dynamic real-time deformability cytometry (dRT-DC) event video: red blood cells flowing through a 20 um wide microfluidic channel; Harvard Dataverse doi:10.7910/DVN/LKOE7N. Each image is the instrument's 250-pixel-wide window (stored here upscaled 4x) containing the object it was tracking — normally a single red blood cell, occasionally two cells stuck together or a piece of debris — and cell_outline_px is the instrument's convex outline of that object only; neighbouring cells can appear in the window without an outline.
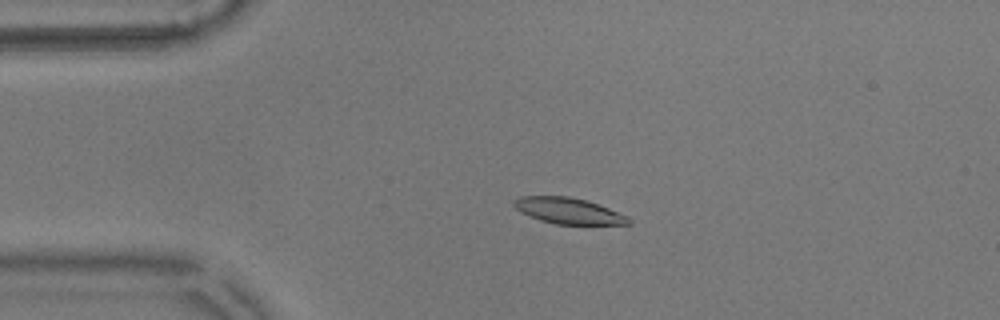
{"species": "common noctule bat (a hibernating species)", "species_latin": "Nyctalus noctula", "temperature_condition": "warm", "stored_images_in_passage": 56, "camera_frame_rate_fps": 3000, "um_per_image_px": 0.085, "animal": {"sex": "male", "body_mass_g": 17.9}, "frame": {"image": 1, "passage_image": 12, "time_ms": 3.667, "image_size_px": [1000, 320], "cell_outline_px": [[632, 224], [556, 224], [540, 220], [520, 212], [512, 204], [512, 200], [520, 196], [568, 196], [584, 200], [608, 208], [628, 216], [632, 220]], "centroid_in_image_um": [48.29, 17.92], "position_along_channel_um": 36.7, "area_um2": 17.28}}
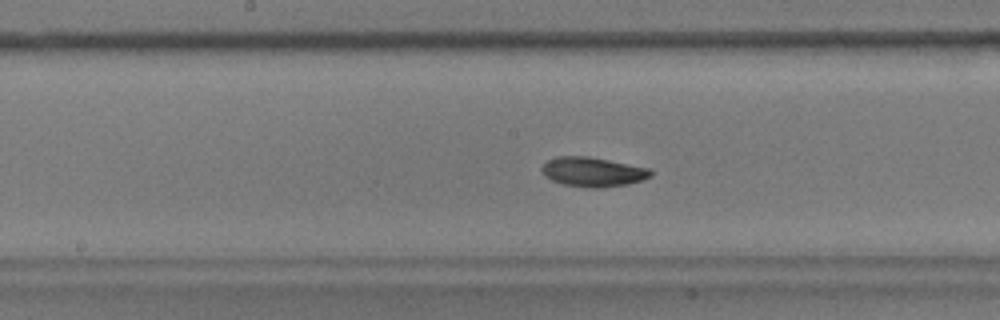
{"frame": {"image": 2, "passage_image": 28, "time_ms": 9.0, "image_size_px": [1000, 320], "cell_outline_px": [[652, 176], [628, 184], [604, 188], [588, 188], [564, 184], [552, 180], [544, 176], [540, 168], [548, 160], [556, 156], [588, 156], [648, 168], [652, 172]], "centroid_in_image_um": [50.36, 14.62], "position_along_channel_um": 197.8, "area_um2": 18.67}}
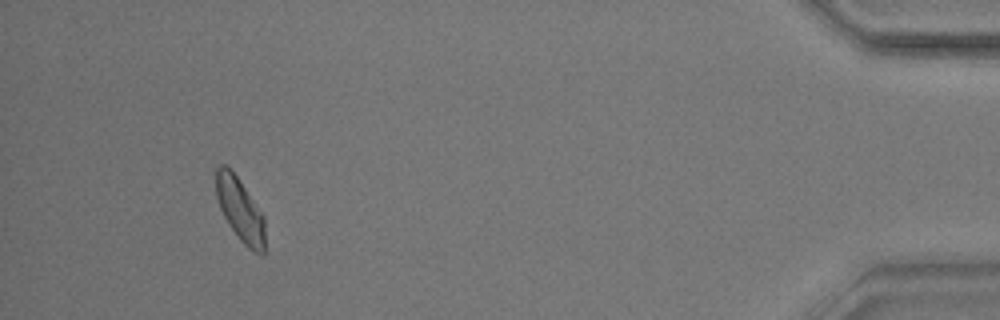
{"frame": {"image": 3, "passage_image": 52, "time_ms": 17.0, "image_size_px": [1000, 320], "cell_outline_px": [[264, 256], [260, 256], [252, 252], [240, 240], [228, 224], [220, 208], [216, 196], [216, 168], [220, 164], [224, 164], [236, 176], [264, 216]], "centroid_in_image_um": [20.41, 17.88], "position_along_channel_um": 414.8, "area_um2": 17.92}, "authors_computed_cell_mechanics": {"area_um2": 18.0336, "velocity_mm_per_s": 3.5841, "shape_relaxation_time_tau1_ms": null, "shape_relaxation_time_tau2_ms": 7.1992, "deformation_change_tau1": null, "deformation_change_tau2": 0.125}}